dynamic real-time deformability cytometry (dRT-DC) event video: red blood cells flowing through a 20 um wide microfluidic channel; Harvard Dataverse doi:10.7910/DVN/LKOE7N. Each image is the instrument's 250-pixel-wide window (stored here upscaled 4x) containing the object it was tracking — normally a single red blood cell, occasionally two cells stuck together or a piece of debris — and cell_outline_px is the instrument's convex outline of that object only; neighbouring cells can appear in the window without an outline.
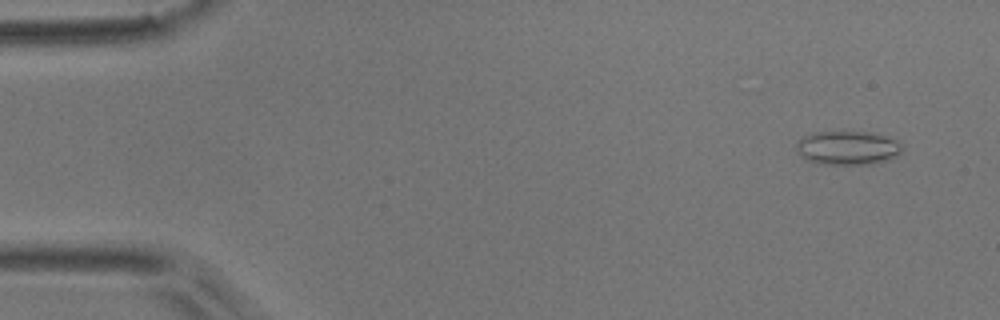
{"species": "common noctule bat (a hibernating species)", "species_latin": "Nyctalus noctula", "temperature_condition": "room temperature", "stored_images_in_passage": 5, "camera_frame_rate_fps": 3000, "um_per_image_px": 0.085, "animal": {"sex": "male", "body_mass_g": 17.9}, "frame": {"image": 1, "passage_image": 2, "time_ms": 0.333, "image_size_px": [1000, 320], "cell_outline_px": [[904, 144], [900, 152], [896, 156], [888, 160], [872, 164], [820, 164], [804, 160], [800, 156], [796, 148], [796, 144], [804, 136], [812, 132], [872, 132], [896, 140]], "centroid_in_image_um": [72.04, 12.58], "position_along_channel_um": 13.0, "area_um2": 21.04}}
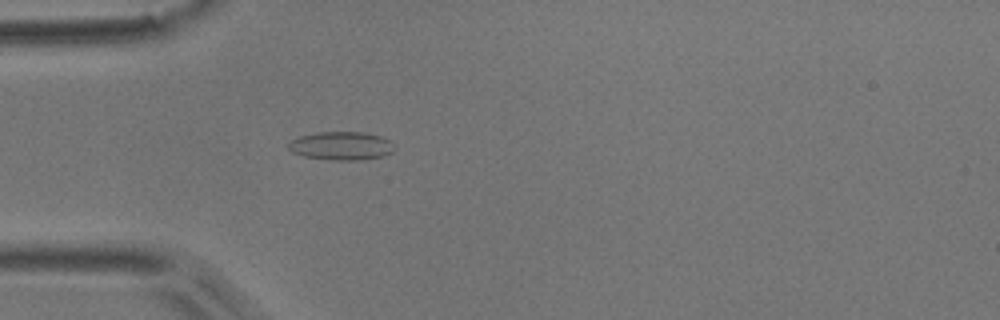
{"frame": {"image": 2, "passage_image": 5, "time_ms": 1.333, "image_size_px": [1000, 320], "cell_outline_px": [[396, 148], [392, 152], [384, 156], [360, 160], [336, 160], [304, 156], [292, 152], [288, 148], [288, 144], [292, 140], [300, 136], [316, 132], [368, 132], [380, 136], [388, 140]], "centroid_in_image_um": [29.03, 12.39], "position_along_channel_um": 56.0, "area_um2": 17.51}}